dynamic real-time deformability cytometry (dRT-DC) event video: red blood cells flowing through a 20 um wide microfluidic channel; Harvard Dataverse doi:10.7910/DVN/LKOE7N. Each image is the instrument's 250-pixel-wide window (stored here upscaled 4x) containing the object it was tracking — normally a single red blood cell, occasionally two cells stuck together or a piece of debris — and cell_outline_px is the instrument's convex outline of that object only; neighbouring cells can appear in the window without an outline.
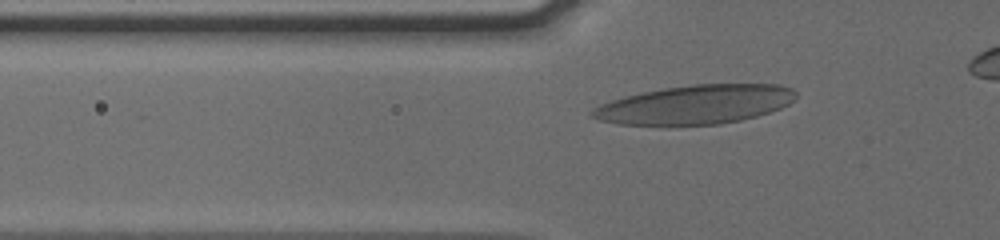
{"species": "human", "species_latin": "Homo sapiens", "temperature_condition": "cold", "stored_images_in_passage": 37, "camera_frame_rate_fps": 3000, "um_per_image_px": 0.085, "donor": {"sex": "male"}, "frame": {"image": 1, "passage_image": 6, "time_ms": 1.667, "image_size_px": [1000, 240], "cell_outline_px": [[796, 100], [780, 108], [756, 116], [740, 120], [720, 124], [620, 124], [600, 120], [588, 116], [588, 112], [592, 108], [600, 104], [624, 96], [664, 88], [692, 84], [780, 84], [792, 88], [796, 92]], "centroid_in_image_um": [59.11, 8.87], "position_along_channel_um": 66.7, "area_um2": 46.07}}
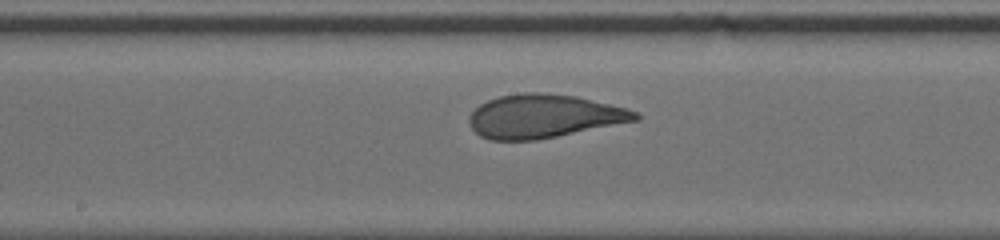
{"frame": {"image": 2, "passage_image": 17, "time_ms": 5.333, "image_size_px": [1000, 240], "cell_outline_px": [[640, 120], [536, 140], [492, 140], [480, 136], [472, 128], [468, 120], [468, 116], [480, 104], [488, 100], [500, 96], [524, 92], [536, 92], [576, 96], [628, 108], [636, 112], [640, 116]], "centroid_in_image_um": [46.23, 9.88], "position_along_channel_um": 202.0, "area_um2": 42.02}}
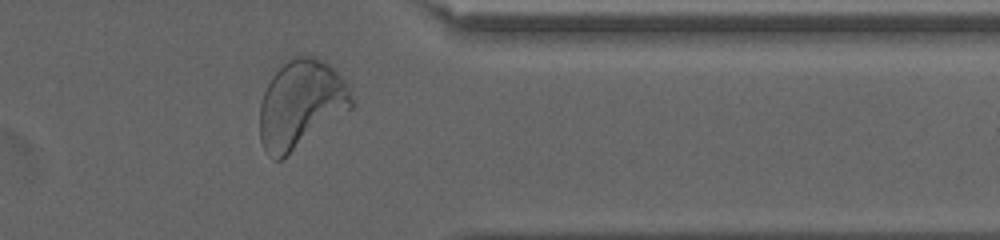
{"frame": {"image": 3, "passage_image": 32, "time_ms": 10.333, "image_size_px": [1000, 240], "cell_outline_px": [[352, 108], [280, 160], [276, 160], [268, 156], [260, 140], [260, 104], [264, 92], [272, 76], [292, 56], [316, 56], [328, 64], [348, 84], [352, 96]], "centroid_in_image_um": [25.56, 8.85], "position_along_channel_um": 385.8, "area_um2": 46.59}}